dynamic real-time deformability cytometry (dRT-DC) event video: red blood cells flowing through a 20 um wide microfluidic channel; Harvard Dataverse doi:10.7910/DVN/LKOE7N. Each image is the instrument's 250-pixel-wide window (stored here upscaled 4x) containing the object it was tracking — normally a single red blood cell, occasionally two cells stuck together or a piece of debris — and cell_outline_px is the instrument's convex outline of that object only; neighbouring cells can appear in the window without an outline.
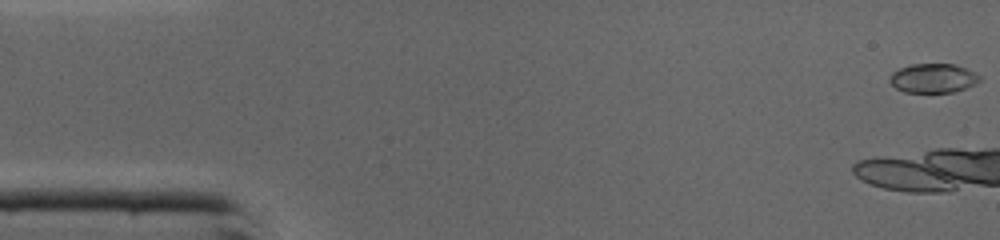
{"species": "common noctule bat (a hibernating species)", "species_latin": "Nyctalus noctula", "temperature_condition": "cold", "stored_images_in_passage": 7, "camera_frame_rate_fps": 3000, "um_per_image_px": 0.085, "animal": {"sex": "male", "body_mass_g": 19.0, "forearm_length_mm": 50.8}, "frame": {"image": 1, "passage_image": 1, "time_ms": 0.0, "image_size_px": [1000, 240], "cell_outline_px": [[980, 80], [964, 88], [952, 92], [904, 92], [896, 88], [892, 84], [892, 72], [900, 68], [912, 64], [952, 64], [964, 68], [980, 76]], "centroid_in_image_um": [79.29, 6.65], "position_along_channel_um": 5.7, "area_um2": 14.8}}